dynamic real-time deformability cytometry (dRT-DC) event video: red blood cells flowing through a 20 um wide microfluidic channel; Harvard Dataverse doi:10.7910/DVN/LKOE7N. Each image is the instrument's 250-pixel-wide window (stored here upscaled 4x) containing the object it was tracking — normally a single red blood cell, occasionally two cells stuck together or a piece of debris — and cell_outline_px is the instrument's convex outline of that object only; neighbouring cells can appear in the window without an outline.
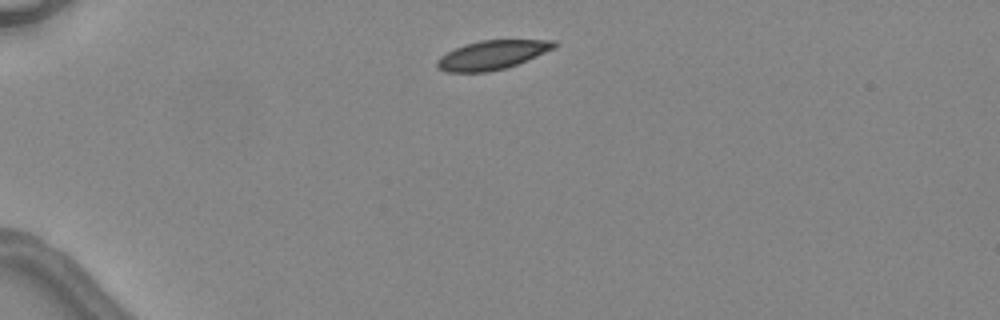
{"species": "common noctule bat (a hibernating species)", "species_latin": "Nyctalus noctula", "temperature_condition": "warm", "stored_images_in_passage": 2, "camera_frame_rate_fps": 3000, "um_per_image_px": 0.085, "animal": {"sex": "female", "body_mass_g": 24.6, "forearm_length_mm": 56.2}, "frame": {"image": 1, "passage_image": 1, "time_ms": 0.0, "image_size_px": [1000, 320], "cell_outline_px": [[556, 44], [552, 48], [536, 56], [516, 64], [504, 68], [488, 72], [444, 72], [436, 68], [436, 60], [440, 56], [464, 44], [480, 40], [556, 40]], "centroid_in_image_um": [41.75, 4.68], "position_along_channel_um": 43.3, "area_um2": 19.59}}